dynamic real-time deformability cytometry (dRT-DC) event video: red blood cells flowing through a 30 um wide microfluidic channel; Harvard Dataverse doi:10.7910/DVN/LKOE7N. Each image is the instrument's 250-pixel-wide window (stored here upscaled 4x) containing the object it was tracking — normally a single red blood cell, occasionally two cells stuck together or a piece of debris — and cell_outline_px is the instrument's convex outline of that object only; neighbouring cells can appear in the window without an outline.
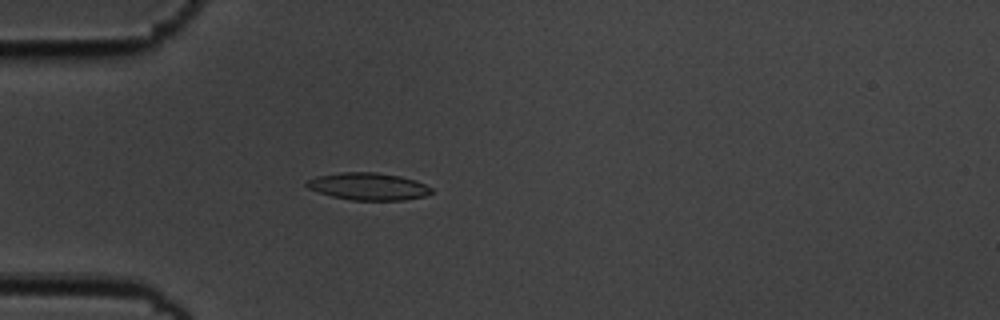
{"species": "common noctule bat (a hibernating species)", "species_latin": "Nyctalus noctula", "temperature_condition": "cold", "stored_images_in_passage": 48, "camera_frame_rate_fps": 3000, "um_per_image_px": 0.085, "animal": {"sex": "male", "body_mass_g": 19.5, "forearm_length_mm": 54.6}, "frame": {"image": 1, "passage_image": 9, "time_ms": 2.667, "image_size_px": [1000, 320], "cell_outline_px": [[432, 192], [424, 196], [404, 200], [352, 200], [332, 196], [308, 188], [304, 184], [308, 180], [316, 176], [340, 172], [376, 172], [400, 176], [416, 180], [432, 188]], "centroid_in_image_um": [31.3, 15.84], "position_along_channel_um": 53.7, "area_um2": 19.77}}
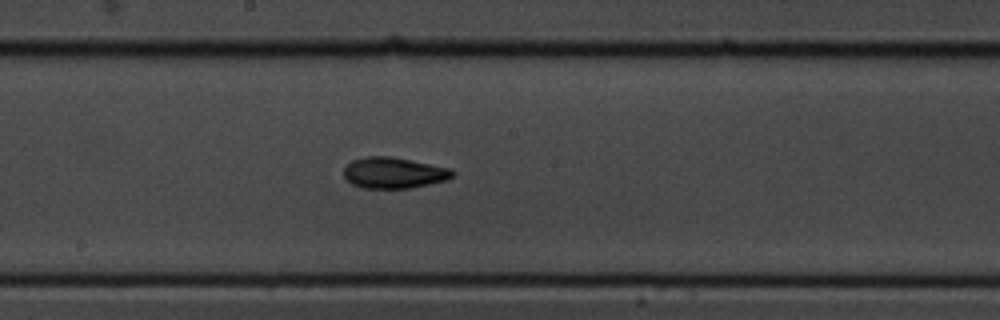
{"frame": {"image": 2, "passage_image": 23, "time_ms": 7.333, "image_size_px": [1000, 320], "cell_outline_px": [[456, 172], [448, 180], [408, 188], [360, 188], [352, 184], [344, 176], [344, 168], [352, 160], [368, 156], [392, 156], [452, 168]], "centroid_in_image_um": [33.49, 14.68], "position_along_channel_um": 214.7, "area_um2": 19.77}}
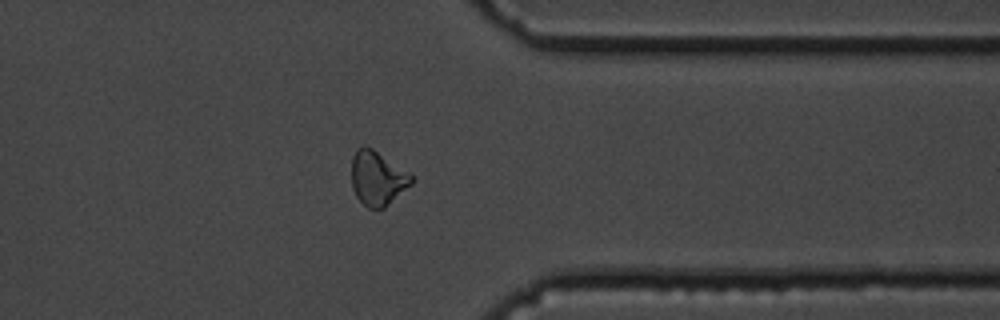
{"frame": {"image": 3, "passage_image": 37, "time_ms": 12.0, "image_size_px": [1000, 320], "cell_outline_px": [[412, 184], [384, 208], [368, 208], [356, 196], [352, 188], [352, 156], [364, 144], [372, 148], [408, 172], [412, 176]], "centroid_in_image_um": [32.07, 15.15], "position_along_channel_um": 379.3, "area_um2": 18.67}, "authors_computed_cell_mechanics": {"area_um2": 18.9873, "velocity_mm_per_s": 3.6424, "shape_relaxation_time_tau1_ms": 3.7278, "shape_relaxation_time_tau2_ms": 2.4878, "deformation_change_tau1": 0.1468, "deformation_change_tau2": 0.0917}}